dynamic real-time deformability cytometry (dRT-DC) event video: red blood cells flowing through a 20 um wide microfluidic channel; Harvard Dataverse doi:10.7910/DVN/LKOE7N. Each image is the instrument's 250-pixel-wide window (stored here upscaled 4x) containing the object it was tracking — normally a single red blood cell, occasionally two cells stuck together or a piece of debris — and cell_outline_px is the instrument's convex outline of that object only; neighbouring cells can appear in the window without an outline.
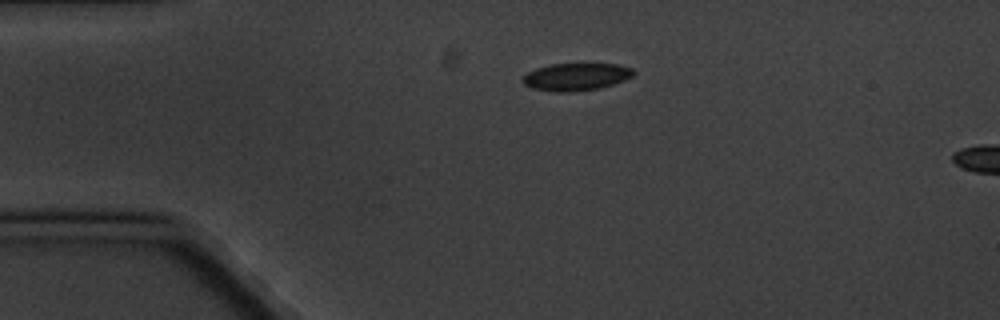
{"species": "common noctule bat (a hibernating species)", "species_latin": "Nyctalus noctula", "temperature_condition": "cold", "stored_images_in_passage": 3, "camera_frame_rate_fps": 3000, "um_per_image_px": 0.085, "animal": {"sex": "male", "body_mass_g": 20.1, "forearm_length_mm": 53.5}, "frame": {"image": 1, "passage_image": 1, "time_ms": 0.0, "image_size_px": [1000, 320], "cell_outline_px": [[636, 72], [632, 76], [624, 80], [600, 88], [568, 92], [552, 92], [532, 88], [524, 84], [520, 80], [528, 72], [536, 68], [552, 64], [620, 64], [632, 68]], "centroid_in_image_um": [48.96, 6.53], "position_along_channel_um": 36.0, "area_um2": 17.74}}